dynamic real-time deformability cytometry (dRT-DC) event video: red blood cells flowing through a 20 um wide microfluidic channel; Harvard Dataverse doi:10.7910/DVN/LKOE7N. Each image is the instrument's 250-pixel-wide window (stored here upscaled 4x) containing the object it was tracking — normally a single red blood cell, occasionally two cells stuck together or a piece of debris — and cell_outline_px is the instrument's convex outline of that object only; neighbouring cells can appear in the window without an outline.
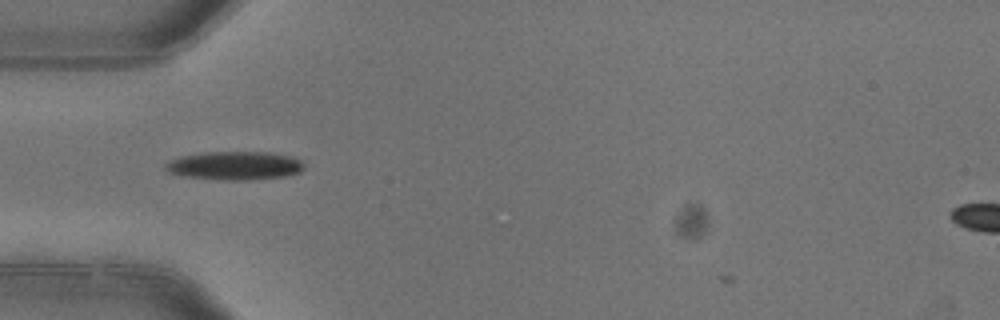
{"species": "common noctule bat (a hibernating species)", "species_latin": "Nyctalus noctula", "temperature_condition": "warm", "stored_images_in_passage": 2, "camera_frame_rate_fps": 3000, "um_per_image_px": 0.085, "animal": {"sex": "female"}, "frame": {"image": 1, "passage_image": 1, "time_ms": 0.0, "image_size_px": [1000, 320], "cell_outline_px": [[304, 168], [300, 172], [284, 176], [244, 180], [224, 180], [184, 176], [168, 172], [164, 168], [164, 164], [168, 160], [180, 156], [208, 152], [268, 152], [292, 156], [304, 160]], "centroid_in_image_um": [19.96, 14.07], "position_along_channel_um": 65.0, "area_um2": 23.12}}